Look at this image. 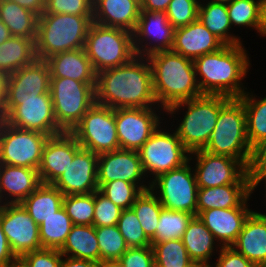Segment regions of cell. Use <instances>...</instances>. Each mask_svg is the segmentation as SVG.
Returning <instances> with one entry per match:
<instances>
[{"label": "cell", "instance_id": "e7e4bbea", "mask_svg": "<svg viewBox=\"0 0 266 267\" xmlns=\"http://www.w3.org/2000/svg\"><path fill=\"white\" fill-rule=\"evenodd\" d=\"M233 0H211L210 2H213V3H221V4H229L231 3Z\"/></svg>", "mask_w": 266, "mask_h": 267}, {"label": "cell", "instance_id": "277c9868", "mask_svg": "<svg viewBox=\"0 0 266 267\" xmlns=\"http://www.w3.org/2000/svg\"><path fill=\"white\" fill-rule=\"evenodd\" d=\"M93 17L43 13L38 19L35 54L37 59L85 46Z\"/></svg>", "mask_w": 266, "mask_h": 267}, {"label": "cell", "instance_id": "db71d44e", "mask_svg": "<svg viewBox=\"0 0 266 267\" xmlns=\"http://www.w3.org/2000/svg\"><path fill=\"white\" fill-rule=\"evenodd\" d=\"M7 1L17 3L19 6L32 11L39 17L45 11V0H7Z\"/></svg>", "mask_w": 266, "mask_h": 267}, {"label": "cell", "instance_id": "836d02e7", "mask_svg": "<svg viewBox=\"0 0 266 267\" xmlns=\"http://www.w3.org/2000/svg\"><path fill=\"white\" fill-rule=\"evenodd\" d=\"M198 19L225 45L242 44L239 41L240 39L228 33L232 25L228 16L226 4L209 1L208 4L204 6L199 3Z\"/></svg>", "mask_w": 266, "mask_h": 267}, {"label": "cell", "instance_id": "3957f363", "mask_svg": "<svg viewBox=\"0 0 266 267\" xmlns=\"http://www.w3.org/2000/svg\"><path fill=\"white\" fill-rule=\"evenodd\" d=\"M150 63L153 90L164 110L174 104L201 95L193 60L172 50L159 51L146 57Z\"/></svg>", "mask_w": 266, "mask_h": 267}, {"label": "cell", "instance_id": "d6986e66", "mask_svg": "<svg viewBox=\"0 0 266 267\" xmlns=\"http://www.w3.org/2000/svg\"><path fill=\"white\" fill-rule=\"evenodd\" d=\"M81 148L71 132L49 136L43 151L39 177L42 184H53L71 164L75 153Z\"/></svg>", "mask_w": 266, "mask_h": 267}, {"label": "cell", "instance_id": "603a6c76", "mask_svg": "<svg viewBox=\"0 0 266 267\" xmlns=\"http://www.w3.org/2000/svg\"><path fill=\"white\" fill-rule=\"evenodd\" d=\"M223 46L225 44L197 19L187 26L175 29L171 50L194 60L204 54L216 52Z\"/></svg>", "mask_w": 266, "mask_h": 267}, {"label": "cell", "instance_id": "f6af8a7d", "mask_svg": "<svg viewBox=\"0 0 266 267\" xmlns=\"http://www.w3.org/2000/svg\"><path fill=\"white\" fill-rule=\"evenodd\" d=\"M197 0H171L165 13L173 27L180 28L198 19Z\"/></svg>", "mask_w": 266, "mask_h": 267}, {"label": "cell", "instance_id": "4316f807", "mask_svg": "<svg viewBox=\"0 0 266 267\" xmlns=\"http://www.w3.org/2000/svg\"><path fill=\"white\" fill-rule=\"evenodd\" d=\"M252 193V183L198 188L196 216L208 209L240 207Z\"/></svg>", "mask_w": 266, "mask_h": 267}, {"label": "cell", "instance_id": "f5cc1de1", "mask_svg": "<svg viewBox=\"0 0 266 267\" xmlns=\"http://www.w3.org/2000/svg\"><path fill=\"white\" fill-rule=\"evenodd\" d=\"M16 259L12 253L0 220V267H4Z\"/></svg>", "mask_w": 266, "mask_h": 267}, {"label": "cell", "instance_id": "e575fe53", "mask_svg": "<svg viewBox=\"0 0 266 267\" xmlns=\"http://www.w3.org/2000/svg\"><path fill=\"white\" fill-rule=\"evenodd\" d=\"M73 222L63 206L39 225L42 248L60 250L70 233Z\"/></svg>", "mask_w": 266, "mask_h": 267}, {"label": "cell", "instance_id": "ab89813d", "mask_svg": "<svg viewBox=\"0 0 266 267\" xmlns=\"http://www.w3.org/2000/svg\"><path fill=\"white\" fill-rule=\"evenodd\" d=\"M139 185L126 182L123 180H114L103 184L99 191L105 195L114 204L121 209H129L135 202L136 198L146 190L150 189V186Z\"/></svg>", "mask_w": 266, "mask_h": 267}, {"label": "cell", "instance_id": "44dd1931", "mask_svg": "<svg viewBox=\"0 0 266 267\" xmlns=\"http://www.w3.org/2000/svg\"><path fill=\"white\" fill-rule=\"evenodd\" d=\"M143 175L145 172L138 151L119 148L98 155L97 184L99 188L114 180H123L137 185Z\"/></svg>", "mask_w": 266, "mask_h": 267}, {"label": "cell", "instance_id": "9f6ffc18", "mask_svg": "<svg viewBox=\"0 0 266 267\" xmlns=\"http://www.w3.org/2000/svg\"><path fill=\"white\" fill-rule=\"evenodd\" d=\"M8 76L5 71L0 70V115L4 113L6 105Z\"/></svg>", "mask_w": 266, "mask_h": 267}, {"label": "cell", "instance_id": "8fae6325", "mask_svg": "<svg viewBox=\"0 0 266 267\" xmlns=\"http://www.w3.org/2000/svg\"><path fill=\"white\" fill-rule=\"evenodd\" d=\"M188 163L189 161L153 179L150 189H160L158 200L163 208L185 211L196 216L198 186Z\"/></svg>", "mask_w": 266, "mask_h": 267}, {"label": "cell", "instance_id": "2e32d148", "mask_svg": "<svg viewBox=\"0 0 266 267\" xmlns=\"http://www.w3.org/2000/svg\"><path fill=\"white\" fill-rule=\"evenodd\" d=\"M3 120L18 129L37 131L48 136L64 132L58 125L50 92L40 95V99H21Z\"/></svg>", "mask_w": 266, "mask_h": 267}, {"label": "cell", "instance_id": "9c48e42d", "mask_svg": "<svg viewBox=\"0 0 266 267\" xmlns=\"http://www.w3.org/2000/svg\"><path fill=\"white\" fill-rule=\"evenodd\" d=\"M71 133L81 148L97 155L120 148L114 109L95 103Z\"/></svg>", "mask_w": 266, "mask_h": 267}, {"label": "cell", "instance_id": "4fadbf2b", "mask_svg": "<svg viewBox=\"0 0 266 267\" xmlns=\"http://www.w3.org/2000/svg\"><path fill=\"white\" fill-rule=\"evenodd\" d=\"M0 220L10 249L16 258L31 251L42 249L39 225L20 203H3Z\"/></svg>", "mask_w": 266, "mask_h": 267}, {"label": "cell", "instance_id": "8992f818", "mask_svg": "<svg viewBox=\"0 0 266 267\" xmlns=\"http://www.w3.org/2000/svg\"><path fill=\"white\" fill-rule=\"evenodd\" d=\"M230 99L224 95L203 94L167 109V112L173 114L180 106L187 105L188 110L175 132L190 153L206 147L217 123L220 109Z\"/></svg>", "mask_w": 266, "mask_h": 267}, {"label": "cell", "instance_id": "d590c367", "mask_svg": "<svg viewBox=\"0 0 266 267\" xmlns=\"http://www.w3.org/2000/svg\"><path fill=\"white\" fill-rule=\"evenodd\" d=\"M250 96L245 93L239 99L243 102L246 113L248 142L253 148L266 140V97L257 101Z\"/></svg>", "mask_w": 266, "mask_h": 267}, {"label": "cell", "instance_id": "8d00e7d4", "mask_svg": "<svg viewBox=\"0 0 266 267\" xmlns=\"http://www.w3.org/2000/svg\"><path fill=\"white\" fill-rule=\"evenodd\" d=\"M195 215L185 211H175L162 208L155 236L151 243H160L167 240L182 239L183 234Z\"/></svg>", "mask_w": 266, "mask_h": 267}, {"label": "cell", "instance_id": "83f0119b", "mask_svg": "<svg viewBox=\"0 0 266 267\" xmlns=\"http://www.w3.org/2000/svg\"><path fill=\"white\" fill-rule=\"evenodd\" d=\"M41 184L37 169L0 164L1 201L2 192H8L14 198L6 203H21Z\"/></svg>", "mask_w": 266, "mask_h": 267}, {"label": "cell", "instance_id": "60d3db41", "mask_svg": "<svg viewBox=\"0 0 266 267\" xmlns=\"http://www.w3.org/2000/svg\"><path fill=\"white\" fill-rule=\"evenodd\" d=\"M100 261L119 260L128 247L117 225L96 227Z\"/></svg>", "mask_w": 266, "mask_h": 267}, {"label": "cell", "instance_id": "ba28073f", "mask_svg": "<svg viewBox=\"0 0 266 267\" xmlns=\"http://www.w3.org/2000/svg\"><path fill=\"white\" fill-rule=\"evenodd\" d=\"M96 83L70 78H50V94L57 125L71 132L95 104Z\"/></svg>", "mask_w": 266, "mask_h": 267}, {"label": "cell", "instance_id": "816d5d0a", "mask_svg": "<svg viewBox=\"0 0 266 267\" xmlns=\"http://www.w3.org/2000/svg\"><path fill=\"white\" fill-rule=\"evenodd\" d=\"M248 174H266V140L252 148Z\"/></svg>", "mask_w": 266, "mask_h": 267}, {"label": "cell", "instance_id": "bcb514c9", "mask_svg": "<svg viewBox=\"0 0 266 267\" xmlns=\"http://www.w3.org/2000/svg\"><path fill=\"white\" fill-rule=\"evenodd\" d=\"M122 210L99 190L94 192V227L117 225Z\"/></svg>", "mask_w": 266, "mask_h": 267}, {"label": "cell", "instance_id": "f546056e", "mask_svg": "<svg viewBox=\"0 0 266 267\" xmlns=\"http://www.w3.org/2000/svg\"><path fill=\"white\" fill-rule=\"evenodd\" d=\"M63 198V193L52 184H41L20 204L40 225L63 206Z\"/></svg>", "mask_w": 266, "mask_h": 267}, {"label": "cell", "instance_id": "680465c9", "mask_svg": "<svg viewBox=\"0 0 266 267\" xmlns=\"http://www.w3.org/2000/svg\"><path fill=\"white\" fill-rule=\"evenodd\" d=\"M260 34L266 36V0H260Z\"/></svg>", "mask_w": 266, "mask_h": 267}, {"label": "cell", "instance_id": "6125c7cd", "mask_svg": "<svg viewBox=\"0 0 266 267\" xmlns=\"http://www.w3.org/2000/svg\"><path fill=\"white\" fill-rule=\"evenodd\" d=\"M95 267H123L119 260L99 261Z\"/></svg>", "mask_w": 266, "mask_h": 267}, {"label": "cell", "instance_id": "1f68e13d", "mask_svg": "<svg viewBox=\"0 0 266 267\" xmlns=\"http://www.w3.org/2000/svg\"><path fill=\"white\" fill-rule=\"evenodd\" d=\"M39 16L17 3L0 0V20L6 24L12 36L36 41Z\"/></svg>", "mask_w": 266, "mask_h": 267}, {"label": "cell", "instance_id": "cb8c5ba5", "mask_svg": "<svg viewBox=\"0 0 266 267\" xmlns=\"http://www.w3.org/2000/svg\"><path fill=\"white\" fill-rule=\"evenodd\" d=\"M231 247L256 267H266V214L253 211Z\"/></svg>", "mask_w": 266, "mask_h": 267}, {"label": "cell", "instance_id": "5b68a950", "mask_svg": "<svg viewBox=\"0 0 266 267\" xmlns=\"http://www.w3.org/2000/svg\"><path fill=\"white\" fill-rule=\"evenodd\" d=\"M203 150L240 160L248 168L252 148L247 137L244 105L239 98H231L220 109L214 131Z\"/></svg>", "mask_w": 266, "mask_h": 267}, {"label": "cell", "instance_id": "5bb4252c", "mask_svg": "<svg viewBox=\"0 0 266 267\" xmlns=\"http://www.w3.org/2000/svg\"><path fill=\"white\" fill-rule=\"evenodd\" d=\"M195 176L198 188L217 187L234 183H251L248 168L237 159L197 150Z\"/></svg>", "mask_w": 266, "mask_h": 267}, {"label": "cell", "instance_id": "e0dca14e", "mask_svg": "<svg viewBox=\"0 0 266 267\" xmlns=\"http://www.w3.org/2000/svg\"><path fill=\"white\" fill-rule=\"evenodd\" d=\"M151 108L114 109L121 149L138 151L158 129L160 120Z\"/></svg>", "mask_w": 266, "mask_h": 267}, {"label": "cell", "instance_id": "f35d334b", "mask_svg": "<svg viewBox=\"0 0 266 267\" xmlns=\"http://www.w3.org/2000/svg\"><path fill=\"white\" fill-rule=\"evenodd\" d=\"M155 267H190L194 262L187 254L182 239L151 243Z\"/></svg>", "mask_w": 266, "mask_h": 267}, {"label": "cell", "instance_id": "6f0895ef", "mask_svg": "<svg viewBox=\"0 0 266 267\" xmlns=\"http://www.w3.org/2000/svg\"><path fill=\"white\" fill-rule=\"evenodd\" d=\"M97 262L67 257L61 260L60 267H95Z\"/></svg>", "mask_w": 266, "mask_h": 267}, {"label": "cell", "instance_id": "74e56055", "mask_svg": "<svg viewBox=\"0 0 266 267\" xmlns=\"http://www.w3.org/2000/svg\"><path fill=\"white\" fill-rule=\"evenodd\" d=\"M154 194L151 189L143 191L131 206L150 240L155 236L160 212L163 208L158 197Z\"/></svg>", "mask_w": 266, "mask_h": 267}, {"label": "cell", "instance_id": "7c38bea8", "mask_svg": "<svg viewBox=\"0 0 266 267\" xmlns=\"http://www.w3.org/2000/svg\"><path fill=\"white\" fill-rule=\"evenodd\" d=\"M144 172H152L157 178L170 170L179 168L191 160L190 152L175 133L157 129L138 150Z\"/></svg>", "mask_w": 266, "mask_h": 267}, {"label": "cell", "instance_id": "f907efd6", "mask_svg": "<svg viewBox=\"0 0 266 267\" xmlns=\"http://www.w3.org/2000/svg\"><path fill=\"white\" fill-rule=\"evenodd\" d=\"M220 249V256L215 267H256L251 261L238 253L233 247Z\"/></svg>", "mask_w": 266, "mask_h": 267}, {"label": "cell", "instance_id": "94428289", "mask_svg": "<svg viewBox=\"0 0 266 267\" xmlns=\"http://www.w3.org/2000/svg\"><path fill=\"white\" fill-rule=\"evenodd\" d=\"M248 176L251 179L252 191L262 180H265L266 183V174H248Z\"/></svg>", "mask_w": 266, "mask_h": 267}, {"label": "cell", "instance_id": "91938a15", "mask_svg": "<svg viewBox=\"0 0 266 267\" xmlns=\"http://www.w3.org/2000/svg\"><path fill=\"white\" fill-rule=\"evenodd\" d=\"M11 36L12 35L6 24L0 20V44L7 41Z\"/></svg>", "mask_w": 266, "mask_h": 267}, {"label": "cell", "instance_id": "681fc988", "mask_svg": "<svg viewBox=\"0 0 266 267\" xmlns=\"http://www.w3.org/2000/svg\"><path fill=\"white\" fill-rule=\"evenodd\" d=\"M119 261L123 267H155L152 246L128 248Z\"/></svg>", "mask_w": 266, "mask_h": 267}, {"label": "cell", "instance_id": "11a10c76", "mask_svg": "<svg viewBox=\"0 0 266 267\" xmlns=\"http://www.w3.org/2000/svg\"><path fill=\"white\" fill-rule=\"evenodd\" d=\"M171 0H140L141 11L165 12Z\"/></svg>", "mask_w": 266, "mask_h": 267}, {"label": "cell", "instance_id": "4dcf8cb0", "mask_svg": "<svg viewBox=\"0 0 266 267\" xmlns=\"http://www.w3.org/2000/svg\"><path fill=\"white\" fill-rule=\"evenodd\" d=\"M214 240L213 234L198 216L190 220L182 237L190 259L202 266H209L208 260L212 255Z\"/></svg>", "mask_w": 266, "mask_h": 267}, {"label": "cell", "instance_id": "7bdbcfd3", "mask_svg": "<svg viewBox=\"0 0 266 267\" xmlns=\"http://www.w3.org/2000/svg\"><path fill=\"white\" fill-rule=\"evenodd\" d=\"M231 25L249 26L260 32V0H233L227 4Z\"/></svg>", "mask_w": 266, "mask_h": 267}, {"label": "cell", "instance_id": "9a60e30c", "mask_svg": "<svg viewBox=\"0 0 266 267\" xmlns=\"http://www.w3.org/2000/svg\"><path fill=\"white\" fill-rule=\"evenodd\" d=\"M50 69L45 60L36 59L32 64L9 74L7 97L3 119L21 99H40V95L50 92Z\"/></svg>", "mask_w": 266, "mask_h": 267}, {"label": "cell", "instance_id": "484cf974", "mask_svg": "<svg viewBox=\"0 0 266 267\" xmlns=\"http://www.w3.org/2000/svg\"><path fill=\"white\" fill-rule=\"evenodd\" d=\"M51 78H70L84 83H96L95 72L84 48L54 54L45 60Z\"/></svg>", "mask_w": 266, "mask_h": 267}, {"label": "cell", "instance_id": "7402d4cb", "mask_svg": "<svg viewBox=\"0 0 266 267\" xmlns=\"http://www.w3.org/2000/svg\"><path fill=\"white\" fill-rule=\"evenodd\" d=\"M246 202L247 200L240 207L204 210L197 216L214 238L223 242V247H230L236 242L246 219L253 212L246 208Z\"/></svg>", "mask_w": 266, "mask_h": 267}, {"label": "cell", "instance_id": "d4e9b609", "mask_svg": "<svg viewBox=\"0 0 266 267\" xmlns=\"http://www.w3.org/2000/svg\"><path fill=\"white\" fill-rule=\"evenodd\" d=\"M140 0H93V22L134 32L140 16Z\"/></svg>", "mask_w": 266, "mask_h": 267}, {"label": "cell", "instance_id": "f1b7e54d", "mask_svg": "<svg viewBox=\"0 0 266 267\" xmlns=\"http://www.w3.org/2000/svg\"><path fill=\"white\" fill-rule=\"evenodd\" d=\"M63 257L100 261V250L96 236V227L93 225H73L65 243L59 250Z\"/></svg>", "mask_w": 266, "mask_h": 267}, {"label": "cell", "instance_id": "03108f58", "mask_svg": "<svg viewBox=\"0 0 266 267\" xmlns=\"http://www.w3.org/2000/svg\"><path fill=\"white\" fill-rule=\"evenodd\" d=\"M190 267H203V266L197 263H193Z\"/></svg>", "mask_w": 266, "mask_h": 267}, {"label": "cell", "instance_id": "30bf717a", "mask_svg": "<svg viewBox=\"0 0 266 267\" xmlns=\"http://www.w3.org/2000/svg\"><path fill=\"white\" fill-rule=\"evenodd\" d=\"M48 135L0 122V164L37 169Z\"/></svg>", "mask_w": 266, "mask_h": 267}, {"label": "cell", "instance_id": "d6a6232c", "mask_svg": "<svg viewBox=\"0 0 266 267\" xmlns=\"http://www.w3.org/2000/svg\"><path fill=\"white\" fill-rule=\"evenodd\" d=\"M36 59L33 39L11 36L0 44V70L8 75L32 64Z\"/></svg>", "mask_w": 266, "mask_h": 267}, {"label": "cell", "instance_id": "6da1fadb", "mask_svg": "<svg viewBox=\"0 0 266 267\" xmlns=\"http://www.w3.org/2000/svg\"><path fill=\"white\" fill-rule=\"evenodd\" d=\"M143 59L136 55L124 65L98 72L95 103L112 109L151 108L157 104L151 66L147 58V64Z\"/></svg>", "mask_w": 266, "mask_h": 267}, {"label": "cell", "instance_id": "ffe728a7", "mask_svg": "<svg viewBox=\"0 0 266 267\" xmlns=\"http://www.w3.org/2000/svg\"><path fill=\"white\" fill-rule=\"evenodd\" d=\"M174 32L175 28L169 22L165 12L141 11L136 29L133 32V47L136 55H143L144 57L155 52L171 50L174 42ZM143 38L149 39L151 42L153 40L156 43L153 46L151 45L150 48L145 46L144 49H141L144 47L140 44V42L143 43L141 41Z\"/></svg>", "mask_w": 266, "mask_h": 267}, {"label": "cell", "instance_id": "ee69618b", "mask_svg": "<svg viewBox=\"0 0 266 267\" xmlns=\"http://www.w3.org/2000/svg\"><path fill=\"white\" fill-rule=\"evenodd\" d=\"M117 227L128 248L151 246L132 208L122 210Z\"/></svg>", "mask_w": 266, "mask_h": 267}, {"label": "cell", "instance_id": "be15d7a7", "mask_svg": "<svg viewBox=\"0 0 266 267\" xmlns=\"http://www.w3.org/2000/svg\"><path fill=\"white\" fill-rule=\"evenodd\" d=\"M4 267H27L21 258H16L14 261L5 265Z\"/></svg>", "mask_w": 266, "mask_h": 267}, {"label": "cell", "instance_id": "7a4b0ae2", "mask_svg": "<svg viewBox=\"0 0 266 267\" xmlns=\"http://www.w3.org/2000/svg\"><path fill=\"white\" fill-rule=\"evenodd\" d=\"M245 51L241 44L225 45L216 52L195 58V73L202 79L197 80L201 93L230 98L245 94L240 85L249 66Z\"/></svg>", "mask_w": 266, "mask_h": 267}, {"label": "cell", "instance_id": "c3c4849f", "mask_svg": "<svg viewBox=\"0 0 266 267\" xmlns=\"http://www.w3.org/2000/svg\"><path fill=\"white\" fill-rule=\"evenodd\" d=\"M63 255L56 249H40L24 254L21 259L27 267H60Z\"/></svg>", "mask_w": 266, "mask_h": 267}, {"label": "cell", "instance_id": "52a82bcc", "mask_svg": "<svg viewBox=\"0 0 266 267\" xmlns=\"http://www.w3.org/2000/svg\"><path fill=\"white\" fill-rule=\"evenodd\" d=\"M84 49L96 73L128 63L136 56L133 33L92 22Z\"/></svg>", "mask_w": 266, "mask_h": 267}, {"label": "cell", "instance_id": "7dc6e473", "mask_svg": "<svg viewBox=\"0 0 266 267\" xmlns=\"http://www.w3.org/2000/svg\"><path fill=\"white\" fill-rule=\"evenodd\" d=\"M44 13L93 17V0H45Z\"/></svg>", "mask_w": 266, "mask_h": 267}, {"label": "cell", "instance_id": "b9f144b4", "mask_svg": "<svg viewBox=\"0 0 266 267\" xmlns=\"http://www.w3.org/2000/svg\"><path fill=\"white\" fill-rule=\"evenodd\" d=\"M63 208L74 225H93L94 192L90 194L64 195Z\"/></svg>", "mask_w": 266, "mask_h": 267}, {"label": "cell", "instance_id": "ac0fdd59", "mask_svg": "<svg viewBox=\"0 0 266 267\" xmlns=\"http://www.w3.org/2000/svg\"><path fill=\"white\" fill-rule=\"evenodd\" d=\"M98 155L80 148L67 169L52 184L63 195L90 194L99 190L97 184Z\"/></svg>", "mask_w": 266, "mask_h": 267}]
</instances>
